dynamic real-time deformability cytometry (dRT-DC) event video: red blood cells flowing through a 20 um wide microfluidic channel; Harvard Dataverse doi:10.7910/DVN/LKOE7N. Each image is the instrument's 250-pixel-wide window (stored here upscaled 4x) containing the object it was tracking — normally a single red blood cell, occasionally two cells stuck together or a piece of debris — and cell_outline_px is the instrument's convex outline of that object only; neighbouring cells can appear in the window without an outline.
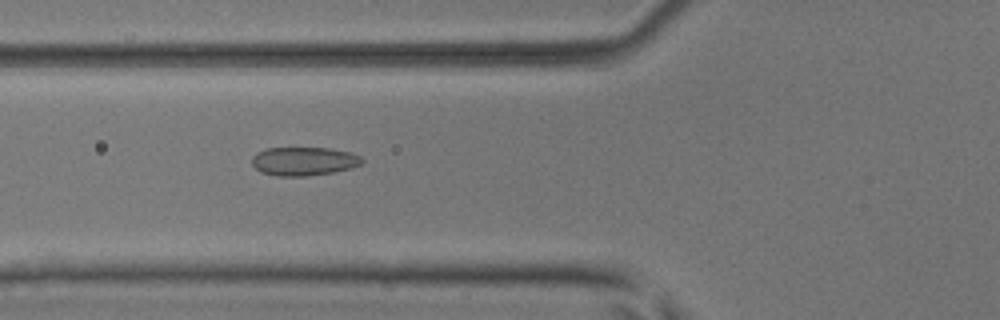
{"species": "common noctule bat (a hibernating species)", "species_latin": "Nyctalus noctula", "temperature_condition": "room temperature", "stored_images_in_passage": 35, "camera_frame_rate_fps": 3000, "um_per_image_px": 0.085, "animal": {"sex": "male", "body_mass_g": 17.9, "forearm_length_mm": 54.2}, "frame": {"image": 1, "passage_image": 4, "time_ms": 1.0, "image_size_px": [1000, 320], "cell_outline_px": [[364, 160], [360, 164], [352, 168], [332, 172], [304, 176], [276, 176], [260, 172], [252, 164], [252, 156], [256, 152], [268, 148], [328, 148], [348, 152], [360, 156]], "centroid_in_image_um": [25.79, 13.71], "position_along_channel_um": 100.0, "area_um2": 18.26}}
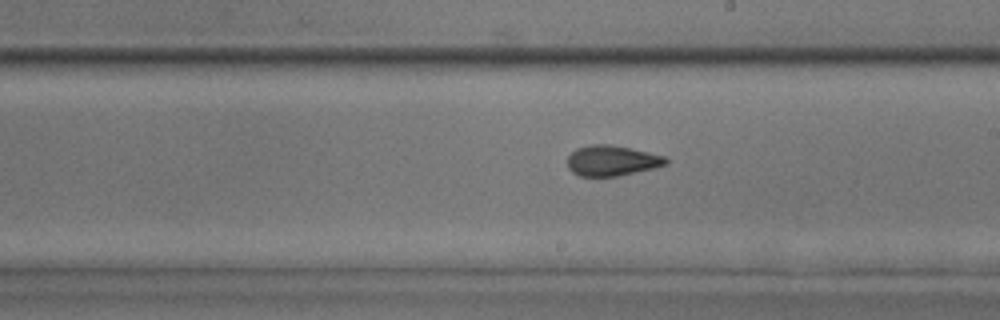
{"frame": {"image": 2, "passage_image": 14, "time_ms": 4.333, "image_size_px": [1000, 320], "cell_outline_px": [[668, 164], [656, 168], [616, 176], [580, 176], [572, 172], [568, 168], [568, 156], [576, 148], [592, 144], [608, 144], [648, 152], [664, 156], [668, 160]], "centroid_in_image_um": [52.01, 13.66], "position_along_channel_um": 237.0, "area_um2": 17.4}}
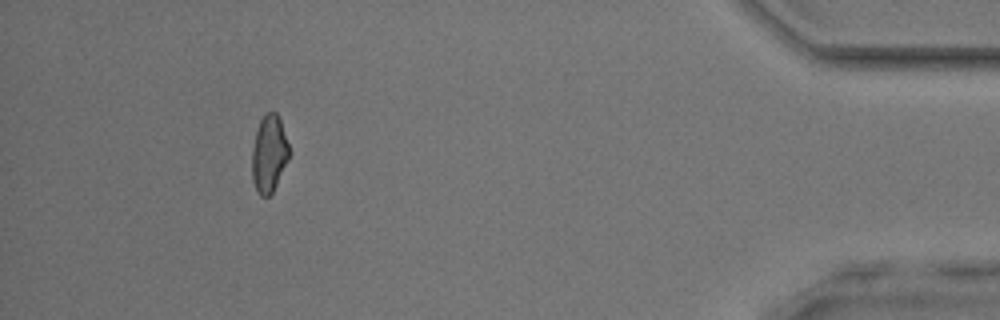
{"frame": {"image": 3, "passage_image": 31, "time_ms": 10.0, "image_size_px": [1000, 320], "cell_outline_px": [[288, 160], [272, 192], [268, 196], [260, 196], [256, 192], [252, 180], [252, 148], [256, 132], [260, 120], [264, 112], [276, 112], [280, 120], [288, 144]], "centroid_in_image_um": [22.84, 13.07], "position_along_channel_um": 412.4, "area_um2": 16.53}, "authors_computed_cell_mechanics": {"area_um2": 17.34, "velocity_mm_per_s": 4.1193, "shape_relaxation_time_tau1_ms": null, "shape_relaxation_time_tau2_ms": 1.257, "deformation_change_tau1": null, "deformation_change_tau2": 0.048}}